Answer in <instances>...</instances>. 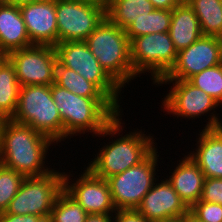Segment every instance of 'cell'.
<instances>
[{"label":"cell","mask_w":222,"mask_h":222,"mask_svg":"<svg viewBox=\"0 0 222 222\" xmlns=\"http://www.w3.org/2000/svg\"><path fill=\"white\" fill-rule=\"evenodd\" d=\"M122 114L116 116L105 129L95 137H115L108 144L105 143L95 154L94 159L86 167L94 176L107 179L113 175L124 172L130 167L144 161L157 147L153 134H145L140 129L127 132L124 136ZM118 134V135H117ZM117 135V137L115 136ZM111 136V137H110ZM119 136V138H118ZM121 136V137H120ZM156 145V146H155Z\"/></svg>","instance_id":"obj_1"},{"label":"cell","mask_w":222,"mask_h":222,"mask_svg":"<svg viewBox=\"0 0 222 222\" xmlns=\"http://www.w3.org/2000/svg\"><path fill=\"white\" fill-rule=\"evenodd\" d=\"M55 144L30 126L8 119L0 133V163L24 177L46 175L54 170L45 162L49 147Z\"/></svg>","instance_id":"obj_2"},{"label":"cell","mask_w":222,"mask_h":222,"mask_svg":"<svg viewBox=\"0 0 222 222\" xmlns=\"http://www.w3.org/2000/svg\"><path fill=\"white\" fill-rule=\"evenodd\" d=\"M51 94L62 119L63 141L88 132L95 137L123 112L109 98L81 97L55 83Z\"/></svg>","instance_id":"obj_3"},{"label":"cell","mask_w":222,"mask_h":222,"mask_svg":"<svg viewBox=\"0 0 222 222\" xmlns=\"http://www.w3.org/2000/svg\"><path fill=\"white\" fill-rule=\"evenodd\" d=\"M101 67L123 89L136 78L125 30L105 18L85 40Z\"/></svg>","instance_id":"obj_4"},{"label":"cell","mask_w":222,"mask_h":222,"mask_svg":"<svg viewBox=\"0 0 222 222\" xmlns=\"http://www.w3.org/2000/svg\"><path fill=\"white\" fill-rule=\"evenodd\" d=\"M56 107L51 85L21 86L17 108L11 120L30 126L59 146L58 143L63 141V124Z\"/></svg>","instance_id":"obj_5"},{"label":"cell","mask_w":222,"mask_h":222,"mask_svg":"<svg viewBox=\"0 0 222 222\" xmlns=\"http://www.w3.org/2000/svg\"><path fill=\"white\" fill-rule=\"evenodd\" d=\"M171 83L173 86L161 101L163 112H167V114L177 118H187L188 120L208 115L210 117L206 119L208 121H206L207 124L203 128L222 126L221 118L215 111V108L217 109L221 105L214 98L192 85L188 80H160L156 85L162 86V84Z\"/></svg>","instance_id":"obj_6"},{"label":"cell","mask_w":222,"mask_h":222,"mask_svg":"<svg viewBox=\"0 0 222 222\" xmlns=\"http://www.w3.org/2000/svg\"><path fill=\"white\" fill-rule=\"evenodd\" d=\"M169 32L152 33L130 41V57L136 77L151 73L153 84H157L174 66L177 59Z\"/></svg>","instance_id":"obj_7"},{"label":"cell","mask_w":222,"mask_h":222,"mask_svg":"<svg viewBox=\"0 0 222 222\" xmlns=\"http://www.w3.org/2000/svg\"><path fill=\"white\" fill-rule=\"evenodd\" d=\"M55 169L43 176L25 177L5 213L33 214L48 221L54 202L64 189V172Z\"/></svg>","instance_id":"obj_8"},{"label":"cell","mask_w":222,"mask_h":222,"mask_svg":"<svg viewBox=\"0 0 222 222\" xmlns=\"http://www.w3.org/2000/svg\"><path fill=\"white\" fill-rule=\"evenodd\" d=\"M157 153L156 148L138 165L106 179L116 209H136L140 205L157 177H160L156 175L158 161L160 163L161 160Z\"/></svg>","instance_id":"obj_9"},{"label":"cell","mask_w":222,"mask_h":222,"mask_svg":"<svg viewBox=\"0 0 222 222\" xmlns=\"http://www.w3.org/2000/svg\"><path fill=\"white\" fill-rule=\"evenodd\" d=\"M58 62L95 84L119 109L122 88L101 67L85 41H65L55 46ZM120 97V98H119Z\"/></svg>","instance_id":"obj_10"},{"label":"cell","mask_w":222,"mask_h":222,"mask_svg":"<svg viewBox=\"0 0 222 222\" xmlns=\"http://www.w3.org/2000/svg\"><path fill=\"white\" fill-rule=\"evenodd\" d=\"M58 43L85 41L106 18V10L79 0H56Z\"/></svg>","instance_id":"obj_11"},{"label":"cell","mask_w":222,"mask_h":222,"mask_svg":"<svg viewBox=\"0 0 222 222\" xmlns=\"http://www.w3.org/2000/svg\"><path fill=\"white\" fill-rule=\"evenodd\" d=\"M20 86L51 85L55 80V46L33 44L8 53Z\"/></svg>","instance_id":"obj_12"},{"label":"cell","mask_w":222,"mask_h":222,"mask_svg":"<svg viewBox=\"0 0 222 222\" xmlns=\"http://www.w3.org/2000/svg\"><path fill=\"white\" fill-rule=\"evenodd\" d=\"M222 63V38L202 36L177 53L174 66L161 80H188L205 69Z\"/></svg>","instance_id":"obj_13"},{"label":"cell","mask_w":222,"mask_h":222,"mask_svg":"<svg viewBox=\"0 0 222 222\" xmlns=\"http://www.w3.org/2000/svg\"><path fill=\"white\" fill-rule=\"evenodd\" d=\"M83 169L86 170L81 171L82 174L75 181L70 179L73 174L64 172V190L87 214H113L117 209L107 181L94 176L87 168Z\"/></svg>","instance_id":"obj_14"},{"label":"cell","mask_w":222,"mask_h":222,"mask_svg":"<svg viewBox=\"0 0 222 222\" xmlns=\"http://www.w3.org/2000/svg\"><path fill=\"white\" fill-rule=\"evenodd\" d=\"M19 8L32 44H58L56 0H37Z\"/></svg>","instance_id":"obj_15"},{"label":"cell","mask_w":222,"mask_h":222,"mask_svg":"<svg viewBox=\"0 0 222 222\" xmlns=\"http://www.w3.org/2000/svg\"><path fill=\"white\" fill-rule=\"evenodd\" d=\"M158 182L157 179L136 209L151 222L185 217L189 208L171 183L167 178Z\"/></svg>","instance_id":"obj_16"},{"label":"cell","mask_w":222,"mask_h":222,"mask_svg":"<svg viewBox=\"0 0 222 222\" xmlns=\"http://www.w3.org/2000/svg\"><path fill=\"white\" fill-rule=\"evenodd\" d=\"M199 131L195 151L187 153L205 178H222V126Z\"/></svg>","instance_id":"obj_17"},{"label":"cell","mask_w":222,"mask_h":222,"mask_svg":"<svg viewBox=\"0 0 222 222\" xmlns=\"http://www.w3.org/2000/svg\"><path fill=\"white\" fill-rule=\"evenodd\" d=\"M180 160L175 169H171L173 172H169L171 175L166 177L180 199L190 208L201 198L205 176L188 154Z\"/></svg>","instance_id":"obj_18"},{"label":"cell","mask_w":222,"mask_h":222,"mask_svg":"<svg viewBox=\"0 0 222 222\" xmlns=\"http://www.w3.org/2000/svg\"><path fill=\"white\" fill-rule=\"evenodd\" d=\"M31 45L19 6L0 1V51L10 53Z\"/></svg>","instance_id":"obj_19"},{"label":"cell","mask_w":222,"mask_h":222,"mask_svg":"<svg viewBox=\"0 0 222 222\" xmlns=\"http://www.w3.org/2000/svg\"><path fill=\"white\" fill-rule=\"evenodd\" d=\"M169 34L177 52L203 36L199 20L186 2H181L172 9Z\"/></svg>","instance_id":"obj_20"},{"label":"cell","mask_w":222,"mask_h":222,"mask_svg":"<svg viewBox=\"0 0 222 222\" xmlns=\"http://www.w3.org/2000/svg\"><path fill=\"white\" fill-rule=\"evenodd\" d=\"M154 9L150 0H111L106 18L125 30L136 19L147 16Z\"/></svg>","instance_id":"obj_21"},{"label":"cell","mask_w":222,"mask_h":222,"mask_svg":"<svg viewBox=\"0 0 222 222\" xmlns=\"http://www.w3.org/2000/svg\"><path fill=\"white\" fill-rule=\"evenodd\" d=\"M195 12L203 36L222 38V0H188Z\"/></svg>","instance_id":"obj_22"},{"label":"cell","mask_w":222,"mask_h":222,"mask_svg":"<svg viewBox=\"0 0 222 222\" xmlns=\"http://www.w3.org/2000/svg\"><path fill=\"white\" fill-rule=\"evenodd\" d=\"M54 83L81 97L108 98L95 84L74 70L62 66L58 61L55 67Z\"/></svg>","instance_id":"obj_23"},{"label":"cell","mask_w":222,"mask_h":222,"mask_svg":"<svg viewBox=\"0 0 222 222\" xmlns=\"http://www.w3.org/2000/svg\"><path fill=\"white\" fill-rule=\"evenodd\" d=\"M20 87L15 69L8 60L0 69V111L8 119L16 111Z\"/></svg>","instance_id":"obj_24"},{"label":"cell","mask_w":222,"mask_h":222,"mask_svg":"<svg viewBox=\"0 0 222 222\" xmlns=\"http://www.w3.org/2000/svg\"><path fill=\"white\" fill-rule=\"evenodd\" d=\"M171 17L172 10L154 9L147 16L132 22L125 29V33L131 41L142 35L169 32Z\"/></svg>","instance_id":"obj_25"},{"label":"cell","mask_w":222,"mask_h":222,"mask_svg":"<svg viewBox=\"0 0 222 222\" xmlns=\"http://www.w3.org/2000/svg\"><path fill=\"white\" fill-rule=\"evenodd\" d=\"M87 213L64 189L58 194L47 222H84Z\"/></svg>","instance_id":"obj_26"},{"label":"cell","mask_w":222,"mask_h":222,"mask_svg":"<svg viewBox=\"0 0 222 222\" xmlns=\"http://www.w3.org/2000/svg\"><path fill=\"white\" fill-rule=\"evenodd\" d=\"M188 81L222 105V63L193 75Z\"/></svg>","instance_id":"obj_27"},{"label":"cell","mask_w":222,"mask_h":222,"mask_svg":"<svg viewBox=\"0 0 222 222\" xmlns=\"http://www.w3.org/2000/svg\"><path fill=\"white\" fill-rule=\"evenodd\" d=\"M25 177L0 163V213L6 211Z\"/></svg>","instance_id":"obj_28"},{"label":"cell","mask_w":222,"mask_h":222,"mask_svg":"<svg viewBox=\"0 0 222 222\" xmlns=\"http://www.w3.org/2000/svg\"><path fill=\"white\" fill-rule=\"evenodd\" d=\"M189 212L202 222H222V205L206 201H197Z\"/></svg>","instance_id":"obj_29"},{"label":"cell","mask_w":222,"mask_h":222,"mask_svg":"<svg viewBox=\"0 0 222 222\" xmlns=\"http://www.w3.org/2000/svg\"><path fill=\"white\" fill-rule=\"evenodd\" d=\"M200 200L222 205V178H205Z\"/></svg>","instance_id":"obj_30"},{"label":"cell","mask_w":222,"mask_h":222,"mask_svg":"<svg viewBox=\"0 0 222 222\" xmlns=\"http://www.w3.org/2000/svg\"><path fill=\"white\" fill-rule=\"evenodd\" d=\"M113 222H151L137 209H117L113 213Z\"/></svg>","instance_id":"obj_31"},{"label":"cell","mask_w":222,"mask_h":222,"mask_svg":"<svg viewBox=\"0 0 222 222\" xmlns=\"http://www.w3.org/2000/svg\"><path fill=\"white\" fill-rule=\"evenodd\" d=\"M0 222H47V220L33 214L15 215L3 212L0 213Z\"/></svg>","instance_id":"obj_32"},{"label":"cell","mask_w":222,"mask_h":222,"mask_svg":"<svg viewBox=\"0 0 222 222\" xmlns=\"http://www.w3.org/2000/svg\"><path fill=\"white\" fill-rule=\"evenodd\" d=\"M155 9L172 10L179 5V0H150Z\"/></svg>","instance_id":"obj_33"},{"label":"cell","mask_w":222,"mask_h":222,"mask_svg":"<svg viewBox=\"0 0 222 222\" xmlns=\"http://www.w3.org/2000/svg\"><path fill=\"white\" fill-rule=\"evenodd\" d=\"M84 222H113V214H87Z\"/></svg>","instance_id":"obj_34"},{"label":"cell","mask_w":222,"mask_h":222,"mask_svg":"<svg viewBox=\"0 0 222 222\" xmlns=\"http://www.w3.org/2000/svg\"><path fill=\"white\" fill-rule=\"evenodd\" d=\"M79 1L93 4L107 10L111 0H79Z\"/></svg>","instance_id":"obj_35"},{"label":"cell","mask_w":222,"mask_h":222,"mask_svg":"<svg viewBox=\"0 0 222 222\" xmlns=\"http://www.w3.org/2000/svg\"><path fill=\"white\" fill-rule=\"evenodd\" d=\"M34 1H37V0H2L1 2L11 4V5H16V6H21V5L28 4Z\"/></svg>","instance_id":"obj_36"},{"label":"cell","mask_w":222,"mask_h":222,"mask_svg":"<svg viewBox=\"0 0 222 222\" xmlns=\"http://www.w3.org/2000/svg\"><path fill=\"white\" fill-rule=\"evenodd\" d=\"M8 61V53L0 51V69Z\"/></svg>","instance_id":"obj_37"},{"label":"cell","mask_w":222,"mask_h":222,"mask_svg":"<svg viewBox=\"0 0 222 222\" xmlns=\"http://www.w3.org/2000/svg\"><path fill=\"white\" fill-rule=\"evenodd\" d=\"M185 222H202L199 219H196L190 212L185 216Z\"/></svg>","instance_id":"obj_38"},{"label":"cell","mask_w":222,"mask_h":222,"mask_svg":"<svg viewBox=\"0 0 222 222\" xmlns=\"http://www.w3.org/2000/svg\"><path fill=\"white\" fill-rule=\"evenodd\" d=\"M8 118L0 111V133Z\"/></svg>","instance_id":"obj_39"},{"label":"cell","mask_w":222,"mask_h":222,"mask_svg":"<svg viewBox=\"0 0 222 222\" xmlns=\"http://www.w3.org/2000/svg\"><path fill=\"white\" fill-rule=\"evenodd\" d=\"M156 222H185V217L172 218V219H167V220H162V221H156Z\"/></svg>","instance_id":"obj_40"},{"label":"cell","mask_w":222,"mask_h":222,"mask_svg":"<svg viewBox=\"0 0 222 222\" xmlns=\"http://www.w3.org/2000/svg\"><path fill=\"white\" fill-rule=\"evenodd\" d=\"M180 2H187L188 0H179Z\"/></svg>","instance_id":"obj_41"}]
</instances>
